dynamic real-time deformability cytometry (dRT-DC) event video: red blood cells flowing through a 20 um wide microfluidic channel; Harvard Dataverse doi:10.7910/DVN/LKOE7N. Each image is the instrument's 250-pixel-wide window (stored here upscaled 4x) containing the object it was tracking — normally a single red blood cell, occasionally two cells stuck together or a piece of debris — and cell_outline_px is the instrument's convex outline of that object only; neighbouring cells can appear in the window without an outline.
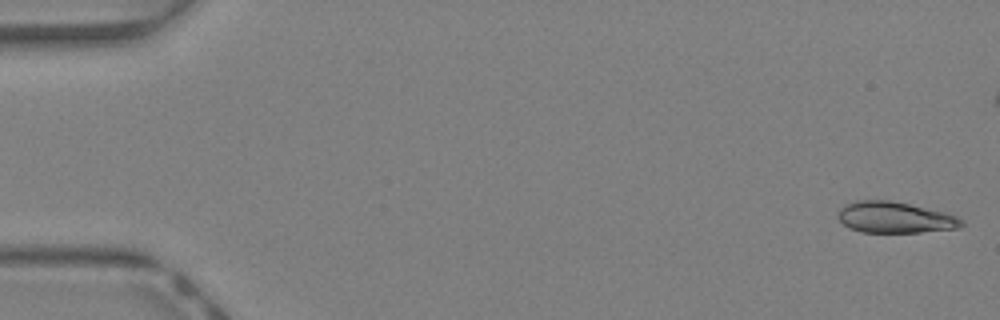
{"species": "Egyptian fruit bat (a non-hibernating species)", "species_latin": "Rousettus aegyptiacus", "temperature_condition": "warm", "stored_images_in_passage": 44, "camera_frame_rate_fps": 3000, "um_per_image_px": 0.085, "animal": {"sex": "female"}, "frame": {"image": 1, "passage_image": 1, "time_ms": 0.0, "image_size_px": [1000, 320], "cell_outline_px": [[964, 224], [960, 228], [920, 232], [860, 232], [848, 228], [836, 216], [836, 212], [840, 208], [856, 200], [888, 200], [908, 204], [944, 212], [956, 216], [964, 220]], "centroid_in_image_um": [76.05, 18.49], "position_along_channel_um": 9.0, "area_um2": 22.43}}
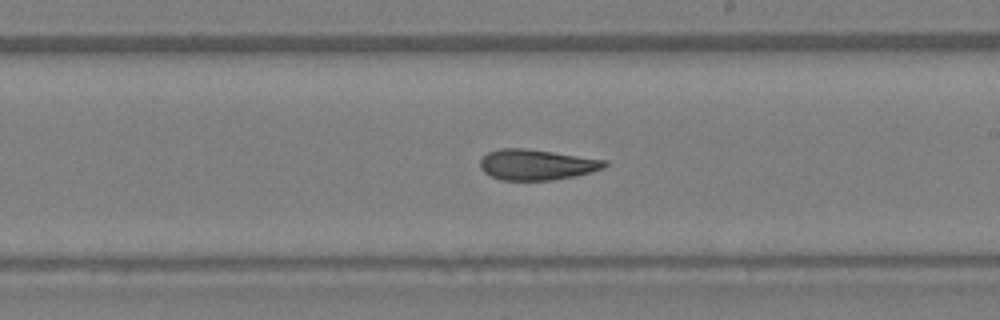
{"frame": {"image": 2, "passage_image": 25, "time_ms": 8.0, "image_size_px": [1000, 320], "cell_outline_px": [[608, 164], [604, 168], [592, 172], [552, 180], [500, 180], [484, 172], [480, 168], [480, 160], [488, 152], [500, 148], [524, 148], [608, 160]], "centroid_in_image_um": [45.61, 13.99], "position_along_channel_um": 243.4, "area_um2": 22.14}}
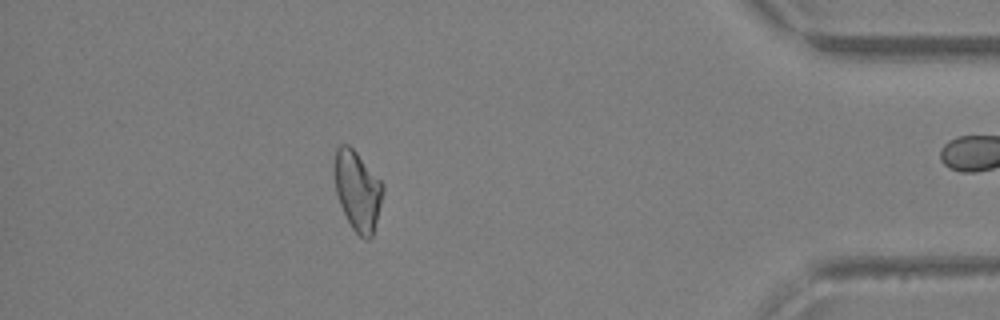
{"frame": {"image": 3, "passage_image": 38, "time_ms": 12.333, "image_size_px": [1000, 320], "cell_outline_px": [[384, 192], [372, 236], [368, 240], [360, 236], [352, 228], [340, 204], [336, 192], [336, 148], [340, 144], [348, 144], [356, 152], [380, 180], [384, 188]], "centroid_in_image_um": [30.41, 16.22], "position_along_channel_um": 404.8, "area_um2": 21.85}}